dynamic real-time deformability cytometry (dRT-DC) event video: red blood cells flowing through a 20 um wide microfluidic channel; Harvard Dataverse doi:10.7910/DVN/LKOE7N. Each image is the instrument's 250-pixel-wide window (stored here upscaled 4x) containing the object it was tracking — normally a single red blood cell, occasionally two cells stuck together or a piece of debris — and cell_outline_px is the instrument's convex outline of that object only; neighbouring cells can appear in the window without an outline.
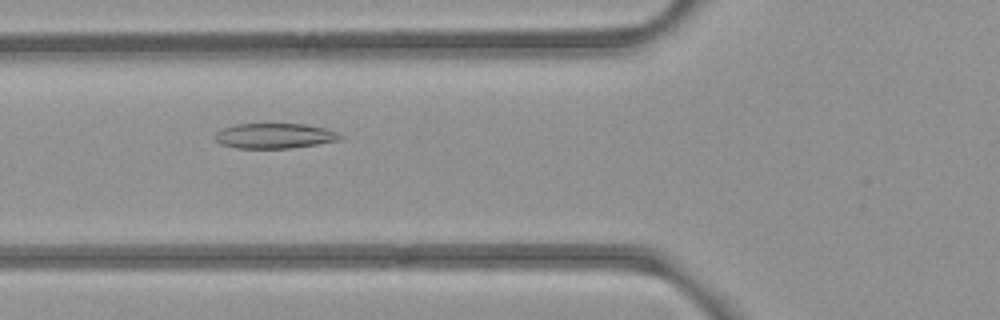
{"species": "common noctule bat (a hibernating species)", "species_latin": "Nyctalus noctula", "temperature_condition": "room temperature", "stored_images_in_passage": 41, "camera_frame_rate_fps": 3000, "um_per_image_px": 0.085, "animal": {"sex": "female", "body_mass_g": 21.9}, "frame": {"image": 1, "passage_image": 8, "time_ms": 2.333, "image_size_px": [1000, 320], "cell_outline_px": [[344, 136], [340, 140], [316, 144], [288, 148], [236, 148], [220, 144], [216, 140], [216, 132], [224, 128], [236, 124], [304, 124], [324, 128], [336, 132]], "centroid_in_image_um": [23.34, 11.55], "position_along_channel_um": 102.5, "area_um2": 18.15}}
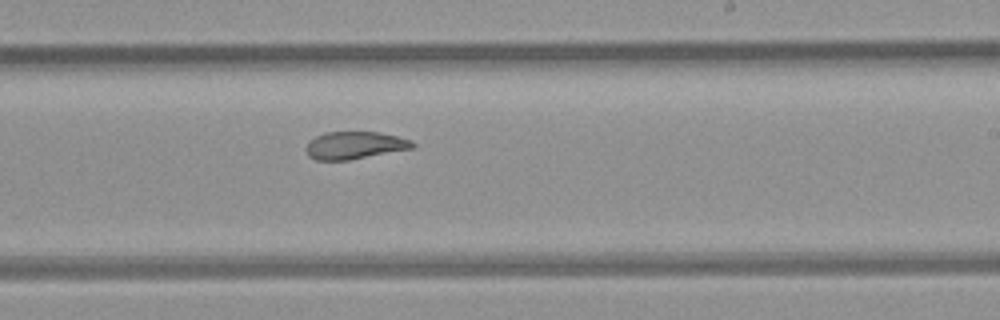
{"frame": {"image": 2, "passage_image": 20, "time_ms": 6.333, "image_size_px": [1000, 320], "cell_outline_px": [[416, 148], [348, 160], [316, 160], [308, 156], [304, 148], [316, 136], [324, 132], [376, 132], [396, 136], [412, 140], [416, 144]], "centroid_in_image_um": [30.17, 12.36], "position_along_channel_um": 258.8, "area_um2": 17.11}}
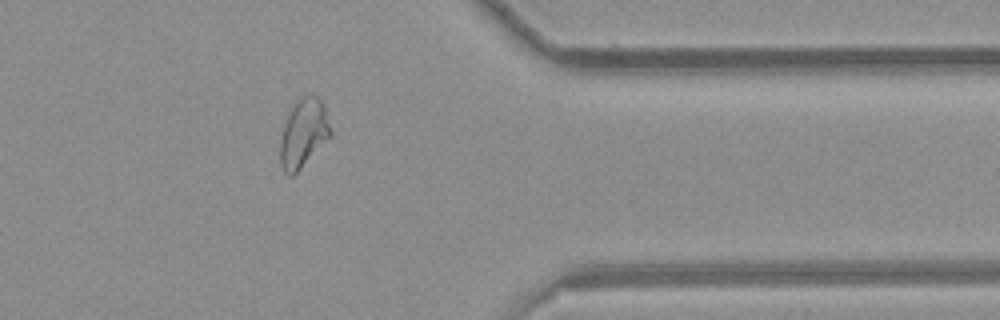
{"frame": {"image": 3, "passage_image": 31, "time_ms": 10.0, "image_size_px": [1000, 320], "cell_outline_px": [[332, 136], [292, 176], [288, 176], [284, 172], [280, 164], [280, 136], [288, 112], [300, 96], [316, 96], [324, 104], [332, 132]], "centroid_in_image_um": [25.79, 11.32], "position_along_channel_um": 385.6, "area_um2": 20.17}, "authors_computed_cell_mechanics": {"area_um2": 19.363, "velocity_mm_per_s": 3.9066, "shape_relaxation_time_tau1_ms": null, "shape_relaxation_time_tau2_ms": 2.387, "deformation_change_tau1": null, "deformation_change_tau2": 0.0824}}